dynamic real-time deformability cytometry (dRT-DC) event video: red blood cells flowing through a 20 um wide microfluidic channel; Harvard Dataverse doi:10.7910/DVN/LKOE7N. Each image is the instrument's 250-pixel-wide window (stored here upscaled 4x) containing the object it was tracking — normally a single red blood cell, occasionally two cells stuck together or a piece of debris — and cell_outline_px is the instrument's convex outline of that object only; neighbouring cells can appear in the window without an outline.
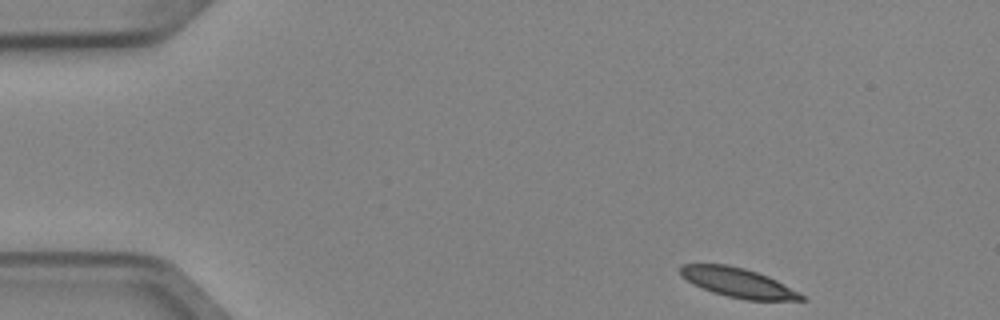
{"species": "Egyptian fruit bat (a non-hibernating species)", "species_latin": "Rousettus aegyptiacus", "temperature_condition": "cold", "stored_images_in_passage": 4, "camera_frame_rate_fps": 3000, "um_per_image_px": 0.085, "animal": {"sex": "female"}, "frame": {"image": 1, "passage_image": 1, "time_ms": 0.0, "image_size_px": [1000, 320], "cell_outline_px": [[808, 300], [748, 300], [728, 296], [712, 292], [692, 284], [680, 276], [680, 264], [728, 264], [744, 268], [768, 276], [776, 280], [804, 296]], "centroid_in_image_um": [62.67, 24.01], "position_along_channel_um": 22.3, "area_um2": 20.58}}
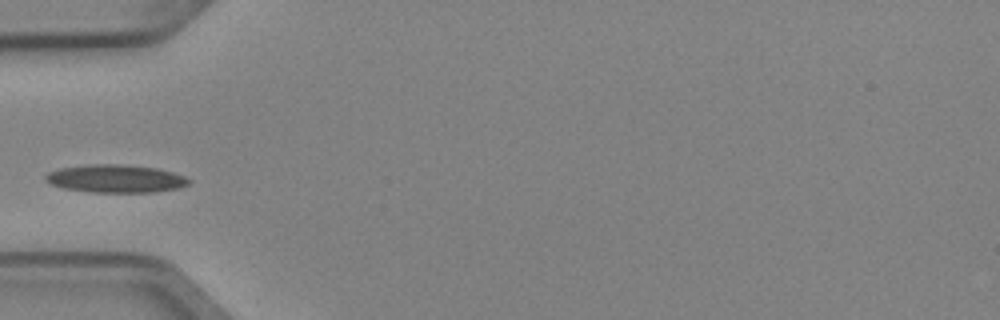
{"frame": {"image": 2, "passage_image": 4, "time_ms": 1.0, "image_size_px": [1000, 320], "cell_outline_px": [[192, 180], [188, 184], [180, 188], [156, 192], [92, 192], [64, 188], [52, 184], [44, 180], [44, 176], [48, 172], [60, 168], [88, 164], [120, 164], [156, 168], [172, 172], [184, 176]], "centroid_in_image_um": [9.84, 15.18], "position_along_channel_um": 75.2, "area_um2": 23.35}}